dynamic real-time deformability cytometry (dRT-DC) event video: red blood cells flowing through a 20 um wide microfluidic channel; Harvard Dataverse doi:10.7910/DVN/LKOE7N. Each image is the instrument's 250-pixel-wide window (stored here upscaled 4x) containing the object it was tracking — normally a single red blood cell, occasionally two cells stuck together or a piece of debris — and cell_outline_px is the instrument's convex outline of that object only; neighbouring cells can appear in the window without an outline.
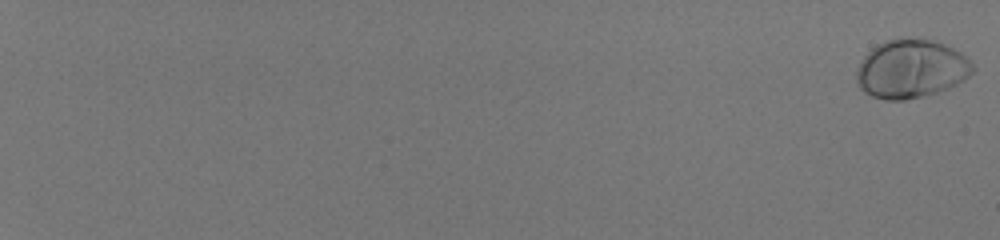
{"species": "human", "species_latin": "Homo sapiens", "temperature_condition": "room temperature", "stored_images_in_passage": 58, "camera_frame_rate_fps": 3000, "um_per_image_px": 0.085, "donor": {"sex": "male"}, "frame": {"image": 1, "passage_image": 1, "time_ms": 0.0, "image_size_px": [1000, 240], "cell_outline_px": [[976, 68], [964, 80], [948, 88], [924, 96], [904, 100], [884, 100], [872, 96], [864, 92], [856, 84], [856, 72], [864, 56], [876, 44], [900, 36], [932, 40], [944, 44], [960, 52]], "centroid_in_image_um": [77.42, 5.85], "position_along_channel_um": 7.6, "area_um2": 39.82}}
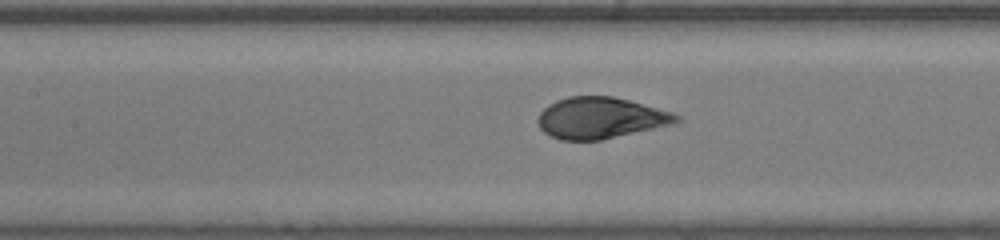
{"frame": {"image": 2, "passage_image": 34, "time_ms": 11.0, "image_size_px": [1000, 240], "cell_outline_px": [[680, 120], [672, 124], [600, 140], [560, 140], [544, 132], [540, 128], [536, 120], [540, 112], [548, 104], [556, 100], [568, 96], [612, 96], [628, 100], [672, 112], [680, 116]], "centroid_in_image_um": [50.99, 10.02], "position_along_channel_um": 156.4, "area_um2": 33.12}}
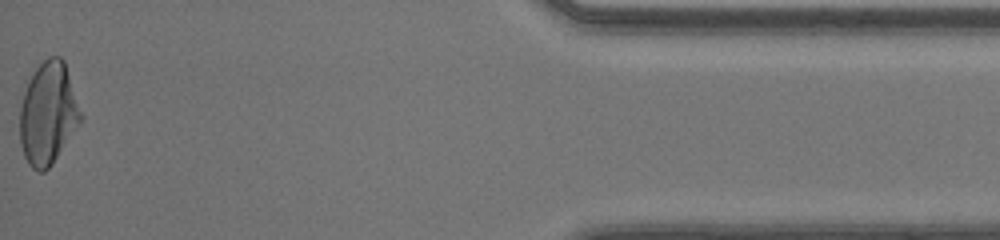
{"frame": {"image": 3, "passage_image": 58, "time_ms": 19.0, "image_size_px": [1000, 240], "cell_outline_px": [[84, 116], [52, 164], [44, 172], [36, 172], [28, 164], [24, 156], [20, 144], [20, 104], [24, 92], [32, 72], [48, 56], [60, 56], [64, 60]], "centroid_in_image_um": [4.09, 9.64], "position_along_channel_um": 431.1, "area_um2": 36.47}, "authors_computed_cell_mechanics": {"area_um2": 35.2869, "velocity_mm_per_s": 4.1272, "shape_relaxation_time_tau1_ms": 3.1129, "shape_relaxation_time_tau2_ms": null, "deformation_change_tau1": 0.169, "deformation_change_tau2": null}}